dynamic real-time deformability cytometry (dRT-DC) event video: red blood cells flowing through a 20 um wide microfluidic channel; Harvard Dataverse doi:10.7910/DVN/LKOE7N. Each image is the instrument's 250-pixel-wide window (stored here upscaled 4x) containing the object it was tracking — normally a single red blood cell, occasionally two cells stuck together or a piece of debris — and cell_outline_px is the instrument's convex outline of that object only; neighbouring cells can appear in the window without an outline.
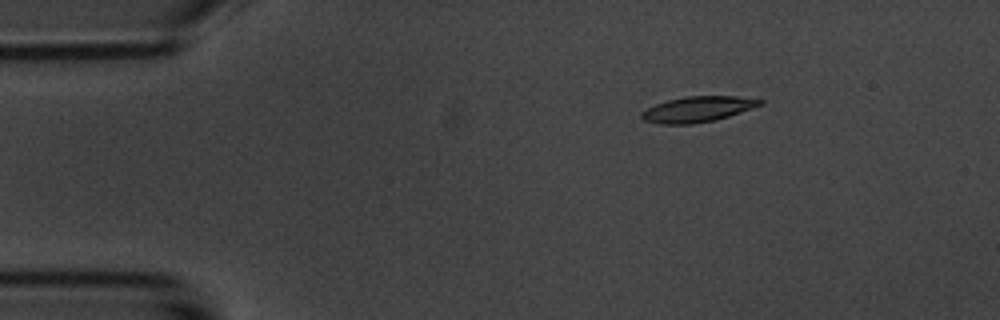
{"species": "common noctule bat (a hibernating species)", "species_latin": "Nyctalus noctula", "temperature_condition": "room temperature", "stored_images_in_passage": 4, "camera_frame_rate_fps": 3000, "um_per_image_px": 0.085, "animal": {"sex": "male", "body_mass_g": 20.1, "forearm_length_mm": 53.5}, "frame": {"image": 1, "passage_image": 1, "time_ms": 0.0, "image_size_px": [1000, 320], "cell_outline_px": [[764, 104], [716, 120], [692, 124], [660, 124], [644, 120], [640, 116], [640, 112], [656, 104], [668, 100], [684, 96], [736, 96], [764, 100]], "centroid_in_image_um": [59.3, 9.28], "position_along_channel_um": 25.7, "area_um2": 17.63}}